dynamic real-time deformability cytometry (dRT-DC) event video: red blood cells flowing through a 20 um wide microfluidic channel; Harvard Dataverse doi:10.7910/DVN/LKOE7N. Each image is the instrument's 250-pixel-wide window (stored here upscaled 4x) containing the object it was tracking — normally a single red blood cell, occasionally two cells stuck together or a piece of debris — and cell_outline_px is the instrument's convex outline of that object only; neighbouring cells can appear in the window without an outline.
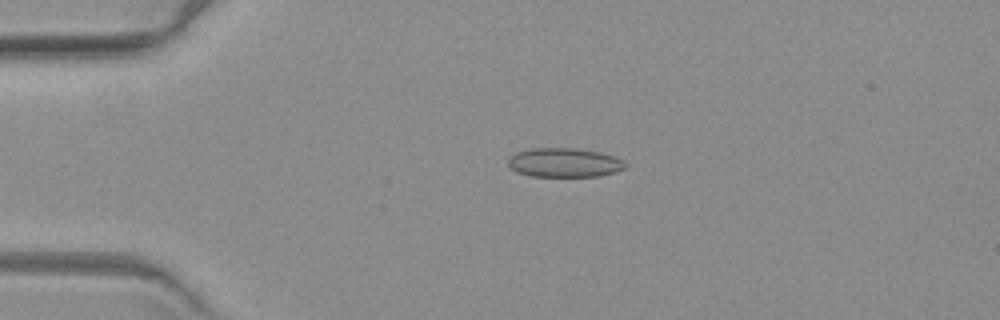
{"species": "common noctule bat (a hibernating species)", "species_latin": "Nyctalus noctula", "temperature_condition": "warm", "stored_images_in_passage": 5, "camera_frame_rate_fps": 3000, "um_per_image_px": 0.085, "animal": {"sex": "female", "body_mass_g": 19.3, "forearm_length_mm": 54.1}, "frame": {"image": 1, "passage_image": 4, "time_ms": 3.667, "image_size_px": [1000, 320], "cell_outline_px": [[628, 164], [624, 168], [616, 172], [596, 176], [532, 176], [516, 172], [508, 164], [508, 156], [516, 152], [532, 148], [576, 148], [600, 152], [624, 160]], "centroid_in_image_um": [47.96, 13.81], "position_along_channel_um": 37.0, "area_um2": 19.94}}